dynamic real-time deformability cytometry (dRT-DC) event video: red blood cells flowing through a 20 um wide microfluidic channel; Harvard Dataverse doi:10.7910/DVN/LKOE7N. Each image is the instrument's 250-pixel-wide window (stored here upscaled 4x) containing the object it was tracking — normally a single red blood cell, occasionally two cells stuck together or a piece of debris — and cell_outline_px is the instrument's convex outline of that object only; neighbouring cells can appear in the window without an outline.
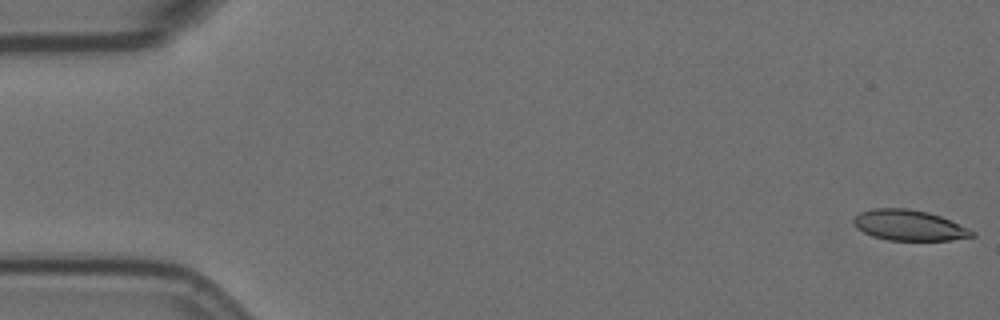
{"species": "Egyptian fruit bat (a non-hibernating species)", "species_latin": "Rousettus aegyptiacus", "temperature_condition": "room temperature", "stored_images_in_passage": 57, "camera_frame_rate_fps": 3000, "um_per_image_px": 0.085, "animal": {"sex": "female"}, "frame": {"image": 1, "passage_image": 1, "time_ms": 0.0, "image_size_px": [1000, 320], "cell_outline_px": [[976, 236], [952, 240], [888, 240], [872, 236], [856, 228], [852, 224], [852, 220], [860, 212], [872, 208], [908, 208], [928, 212], [940, 216], [976, 232]], "centroid_in_image_um": [77.24, 19.15], "position_along_channel_um": 7.8, "area_um2": 21.15}}
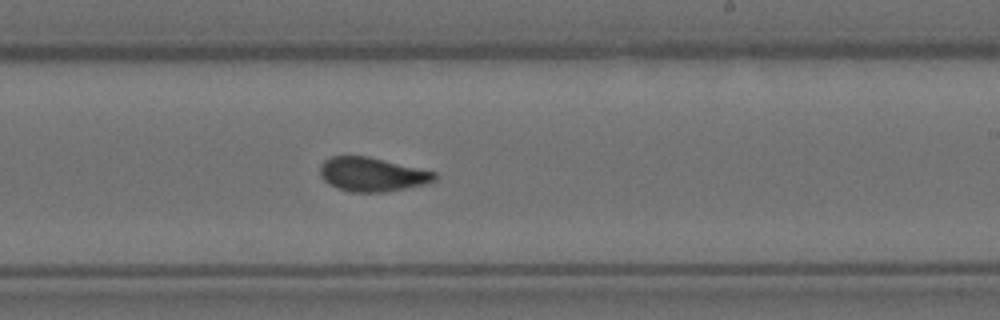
{"frame": {"image": 2, "passage_image": 34, "time_ms": 11.0, "image_size_px": [1000, 320], "cell_outline_px": [[436, 180], [428, 184], [384, 192], [348, 192], [336, 188], [328, 184], [320, 176], [320, 164], [324, 160], [332, 156], [368, 156], [436, 172]], "centroid_in_image_um": [31.61, 14.83], "position_along_channel_um": 257.4, "area_um2": 22.89}}
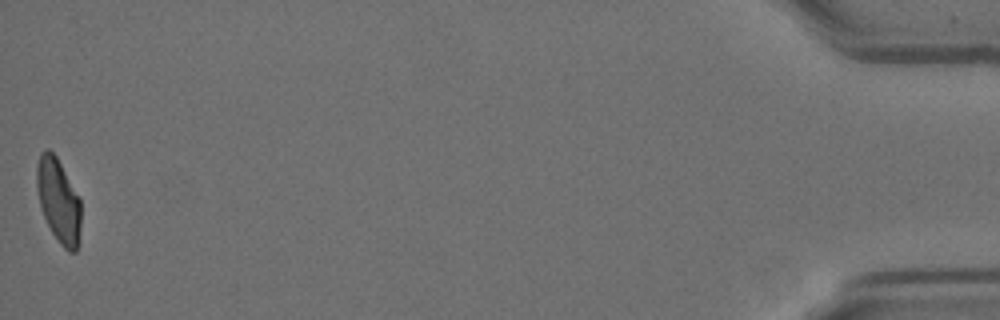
{"frame": {"image": 3, "passage_image": 57, "time_ms": 18.667, "image_size_px": [1000, 320], "cell_outline_px": [[80, 228], [76, 252], [68, 252], [60, 244], [52, 232], [44, 216], [40, 204], [36, 188], [36, 164], [40, 152], [48, 148], [56, 156], [80, 200]], "centroid_in_image_um": [4.95, 17.04], "position_along_channel_um": 430.3, "area_um2": 21.39}, "authors_computed_cell_mechanics": {"area_um2": 22.7154, "velocity_mm_per_s": 3.5473, "shape_relaxation_time_tau1_ms": 7.9685, "shape_relaxation_time_tau2_ms": 1.4459, "deformation_change_tau1": 0.1952, "deformation_change_tau2": 0.0626}}